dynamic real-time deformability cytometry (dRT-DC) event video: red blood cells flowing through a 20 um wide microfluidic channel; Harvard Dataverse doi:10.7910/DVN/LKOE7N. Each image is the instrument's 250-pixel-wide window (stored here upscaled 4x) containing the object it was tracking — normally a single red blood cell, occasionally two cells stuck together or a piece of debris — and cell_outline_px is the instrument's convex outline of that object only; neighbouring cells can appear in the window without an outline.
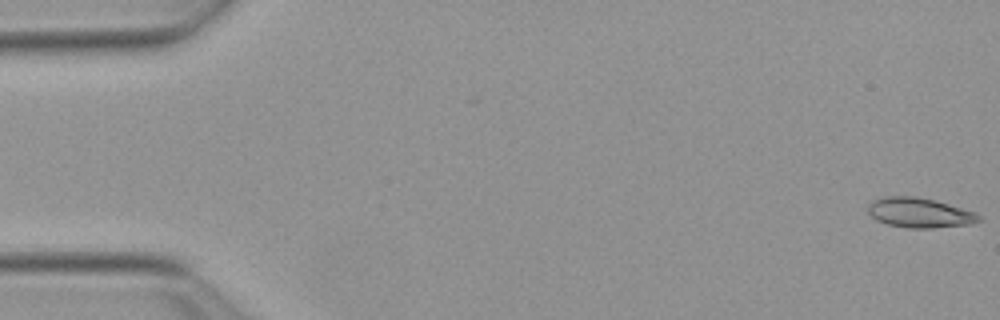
{"species": "Egyptian fruit bat (a non-hibernating species)", "species_latin": "Rousettus aegyptiacus", "temperature_condition": "warm", "stored_images_in_passage": 53, "camera_frame_rate_fps": 3000, "um_per_image_px": 0.085, "animal": {"sex": "female"}, "frame": {"image": 1, "passage_image": 1, "time_ms": 0.0, "image_size_px": [1000, 320], "cell_outline_px": [[980, 220], [968, 224], [932, 228], [908, 228], [888, 224], [876, 220], [868, 212], [868, 204], [872, 200], [880, 196], [916, 196], [948, 204], [976, 212], [980, 216]], "centroid_in_image_um": [78.11, 18.07], "position_along_channel_um": 6.9, "area_um2": 19.19}}
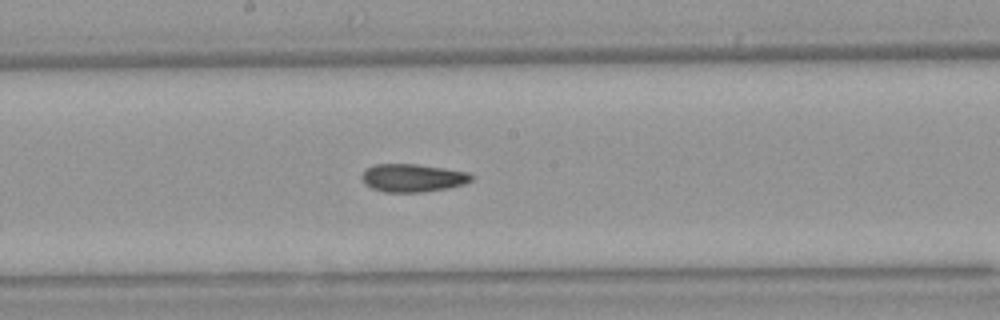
{"frame": {"image": 2, "passage_image": 28, "time_ms": 9.0, "image_size_px": [1000, 320], "cell_outline_px": [[476, 176], [472, 180], [464, 184], [448, 188], [424, 192], [384, 192], [372, 188], [364, 184], [360, 176], [372, 164], [416, 164], [444, 168], [468, 172]], "centroid_in_image_um": [35.09, 15.12], "position_along_channel_um": 213.1, "area_um2": 18.03}}
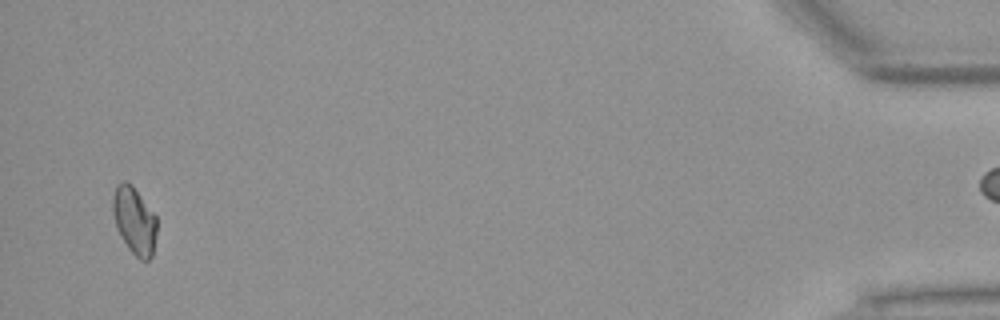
{"frame": {"image": 3, "passage_image": 51, "time_ms": 16.667, "image_size_px": [1000, 320], "cell_outline_px": [[156, 232], [152, 256], [148, 260], [140, 260], [128, 248], [120, 236], [116, 228], [112, 212], [112, 196], [116, 184], [124, 180], [132, 184], [156, 216]], "centroid_in_image_um": [11.39, 18.72], "position_along_channel_um": 423.8, "area_um2": 17.4}, "authors_computed_cell_mechanics": {"area_um2": 18.0336, "velocity_mm_per_s": 3.8921, "shape_relaxation_time_tau1_ms": null, "shape_relaxation_time_tau2_ms": 10.6699, "deformation_change_tau1": null, "deformation_change_tau2": 0.1491}}